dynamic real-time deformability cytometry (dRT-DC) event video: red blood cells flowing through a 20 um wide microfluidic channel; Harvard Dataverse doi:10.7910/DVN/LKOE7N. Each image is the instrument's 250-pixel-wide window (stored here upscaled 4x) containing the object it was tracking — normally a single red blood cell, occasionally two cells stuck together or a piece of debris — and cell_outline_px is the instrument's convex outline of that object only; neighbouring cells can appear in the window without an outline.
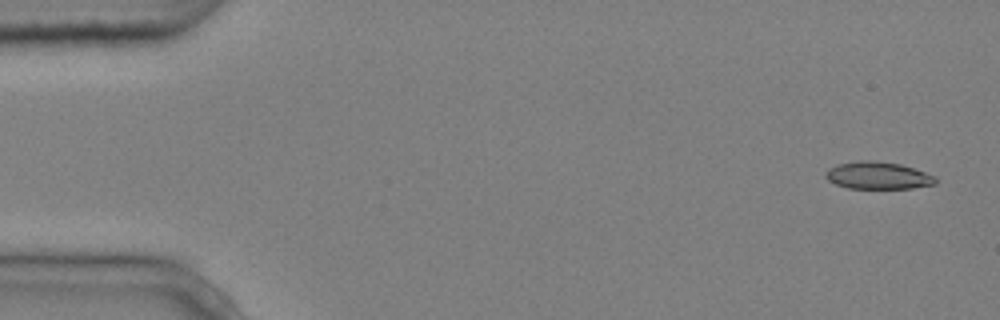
{"species": "common noctule bat (a hibernating species)", "species_latin": "Nyctalus noctula", "temperature_condition": "cold", "stored_images_in_passage": 4, "camera_frame_rate_fps": 3000, "um_per_image_px": 0.085, "animal": {"sex": "male", "body_mass_g": 20.4}, "frame": {"image": 1, "passage_image": 1, "time_ms": 0.0, "image_size_px": [1000, 320], "cell_outline_px": [[936, 184], [912, 188], [848, 188], [836, 184], [828, 180], [824, 176], [824, 172], [828, 168], [836, 164], [856, 160], [872, 160], [900, 164], [936, 176]], "centroid_in_image_um": [74.57, 14.91], "position_along_channel_um": 10.4, "area_um2": 17.57}}
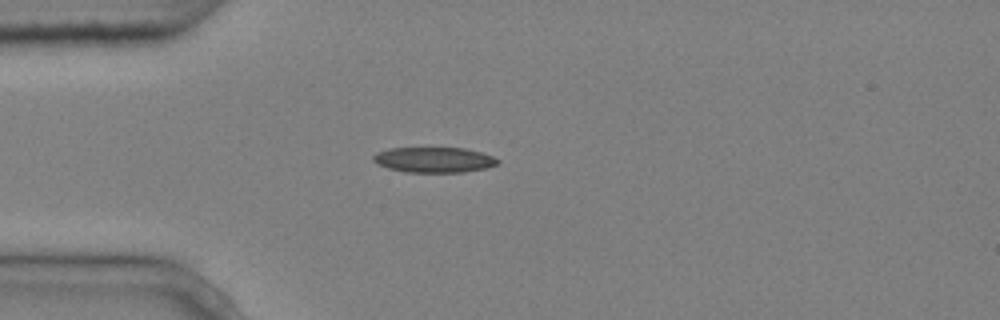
{"frame": {"image": 2, "passage_image": 4, "time_ms": 1.0, "image_size_px": [1000, 320], "cell_outline_px": [[500, 164], [488, 168], [464, 172], [404, 172], [388, 168], [372, 160], [372, 156], [376, 152], [388, 148], [464, 148], [480, 152], [492, 156], [500, 160]], "centroid_in_image_um": [36.91, 13.58], "position_along_channel_um": 48.1, "area_um2": 18.5}}